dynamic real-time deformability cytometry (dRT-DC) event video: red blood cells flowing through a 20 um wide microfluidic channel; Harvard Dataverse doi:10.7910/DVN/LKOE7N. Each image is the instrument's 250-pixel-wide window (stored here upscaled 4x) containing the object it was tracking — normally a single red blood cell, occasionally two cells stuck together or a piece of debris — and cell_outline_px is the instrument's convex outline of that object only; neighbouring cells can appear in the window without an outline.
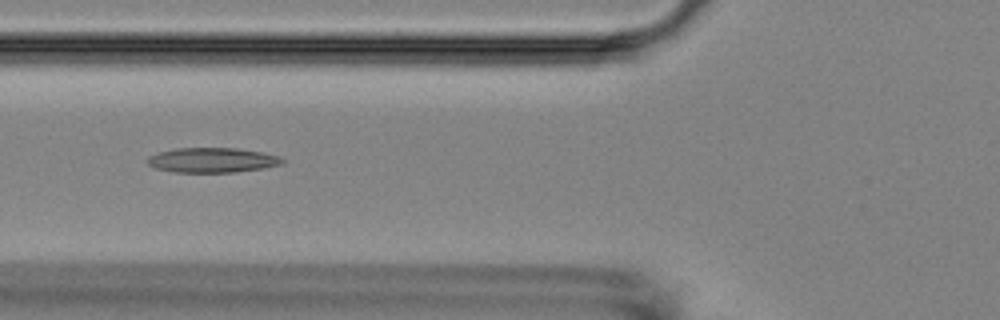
{"species": "Egyptian fruit bat (a non-hibernating species)", "species_latin": "Rousettus aegyptiacus", "temperature_condition": "room temperature", "stored_images_in_passage": 6, "camera_frame_rate_fps": 3000, "um_per_image_px": 0.085, "animal": {"sex": "female"}, "frame": {"image": 1, "passage_image": 6, "time_ms": 5.667, "image_size_px": [1000, 320], "cell_outline_px": [[284, 164], [264, 168], [236, 172], [172, 172], [156, 168], [148, 164], [148, 156], [160, 152], [176, 148], [236, 148], [260, 152], [280, 156], [284, 160]], "centroid_in_image_um": [18.07, 13.61], "position_along_channel_um": 107.7, "area_um2": 19.48}}